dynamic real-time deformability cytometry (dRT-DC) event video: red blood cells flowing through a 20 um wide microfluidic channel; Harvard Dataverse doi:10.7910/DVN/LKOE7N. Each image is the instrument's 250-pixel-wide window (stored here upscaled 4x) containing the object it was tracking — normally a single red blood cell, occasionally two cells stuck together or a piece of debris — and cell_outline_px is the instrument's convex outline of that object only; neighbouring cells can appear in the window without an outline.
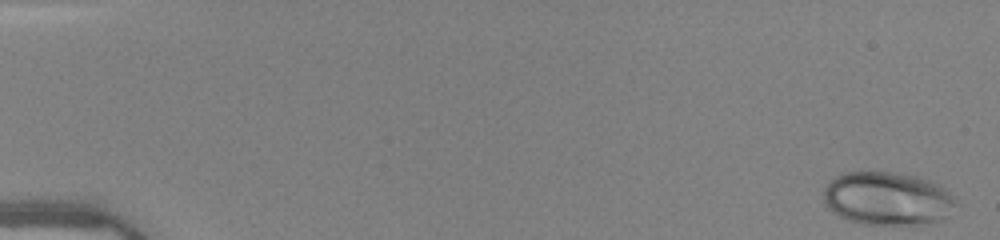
{"species": "human", "species_latin": "Homo sapiens", "temperature_condition": "warm", "stored_images_in_passage": 50, "camera_frame_rate_fps": 3000, "um_per_image_px": 0.085, "donor": {"sex": "female"}, "frame": {"image": 1, "passage_image": 1, "time_ms": 0.0, "image_size_px": [1000, 240], "cell_outline_px": [[956, 204], [948, 216], [944, 220], [920, 224], [864, 224], [848, 220], [832, 212], [824, 204], [824, 188], [836, 176], [848, 172], [888, 172], [916, 176], [940, 184], [956, 200]], "centroid_in_image_um": [75.44, 16.89], "position_along_channel_um": 9.6, "area_um2": 41.04}}
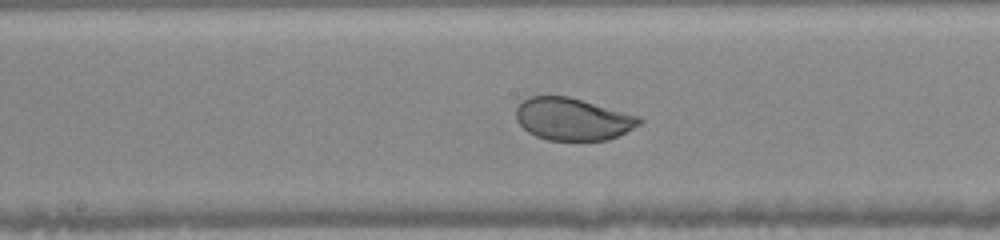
{"frame": {"image": 2, "passage_image": 27, "time_ms": 8.667, "image_size_px": [1000, 240], "cell_outline_px": [[644, 120], [640, 124], [608, 140], [548, 140], [536, 136], [528, 132], [516, 120], [516, 108], [528, 96], [568, 96], [640, 116]], "centroid_in_image_um": [48.67, 10.12], "position_along_channel_um": 199.5, "area_um2": 30.23}}
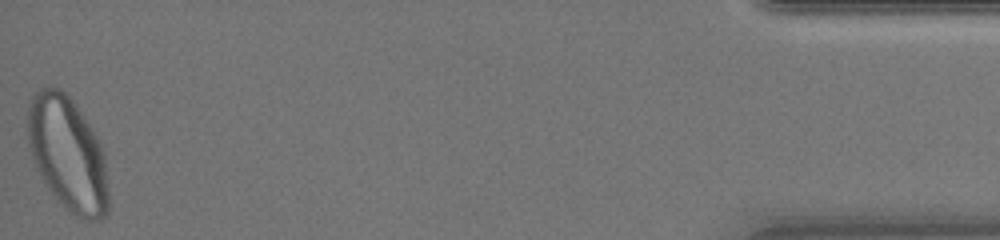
{"frame": {"image": 3, "passage_image": 50, "time_ms": 16.333, "image_size_px": [1000, 240], "cell_outline_px": [[108, 216], [100, 220], [88, 220], [72, 212], [48, 188], [40, 176], [36, 168], [28, 144], [28, 108], [32, 96], [40, 88], [60, 88], [76, 104], [96, 136], [104, 152], [108, 192]], "centroid_in_image_um": [5.76, 13.07], "position_along_channel_um": 429.4, "area_um2": 53.12}, "authors_computed_cell_mechanics": {"area_um2": 36.0672, "velocity_mm_per_s": 4.0564, "shape_relaxation_time_tau1_ms": 4.597, "shape_relaxation_time_tau2_ms": null, "deformation_change_tau1": 0.1507, "deformation_change_tau2": null}}